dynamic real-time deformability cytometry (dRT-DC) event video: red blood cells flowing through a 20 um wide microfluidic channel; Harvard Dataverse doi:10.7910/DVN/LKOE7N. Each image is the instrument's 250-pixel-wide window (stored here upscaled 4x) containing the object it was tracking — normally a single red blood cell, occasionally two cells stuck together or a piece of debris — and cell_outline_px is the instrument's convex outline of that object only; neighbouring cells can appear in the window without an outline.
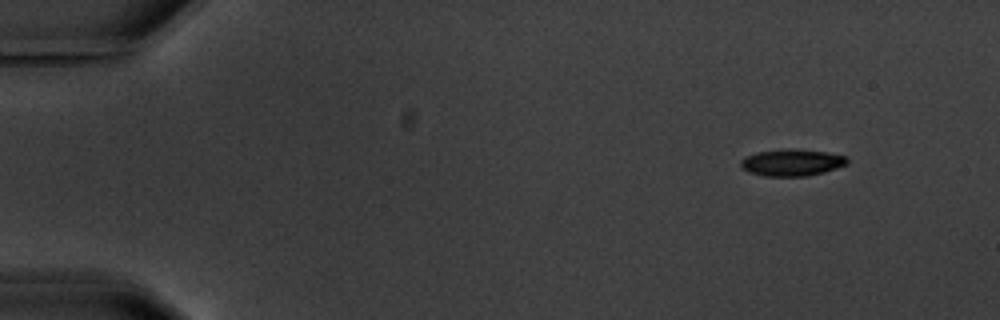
{"species": "common noctule bat (a hibernating species)", "species_latin": "Nyctalus noctula", "temperature_condition": "warm", "stored_images_in_passage": 5, "camera_frame_rate_fps": 3000, "um_per_image_px": 0.085, "animal": {"sex": "male", "body_mass_g": 20.1, "forearm_length_mm": 53.5}, "frame": {"image": 1, "passage_image": 1, "time_ms": 0.0, "image_size_px": [1000, 320], "cell_outline_px": [[848, 164], [824, 172], [808, 176], [764, 176], [748, 172], [740, 164], [740, 160], [756, 152], [788, 148], [796, 148], [824, 152], [848, 156]], "centroid_in_image_um": [67.33, 13.81], "position_along_channel_um": 17.7, "area_um2": 16.7}}
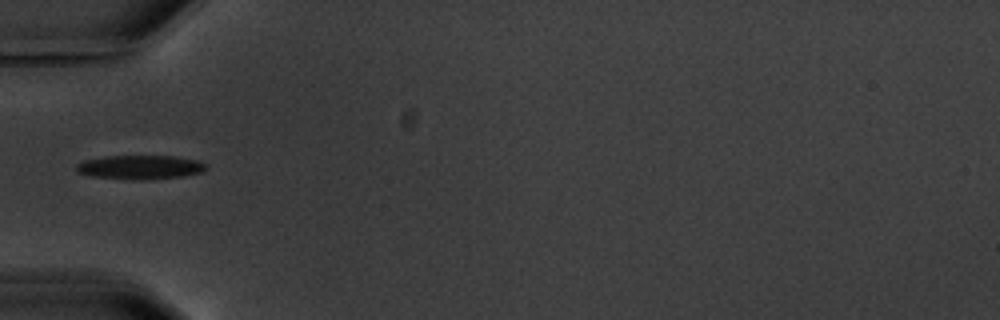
{"frame": {"image": 2, "passage_image": 5, "time_ms": 4.667, "image_size_px": [1000, 320], "cell_outline_px": [[208, 168], [204, 172], [180, 176], [140, 180], [132, 180], [92, 176], [80, 172], [76, 168], [76, 164], [88, 160], [108, 156], [172, 156], [196, 160], [208, 164]], "centroid_in_image_um": [11.98, 14.21], "position_along_channel_um": 73.0, "area_um2": 17.92}}